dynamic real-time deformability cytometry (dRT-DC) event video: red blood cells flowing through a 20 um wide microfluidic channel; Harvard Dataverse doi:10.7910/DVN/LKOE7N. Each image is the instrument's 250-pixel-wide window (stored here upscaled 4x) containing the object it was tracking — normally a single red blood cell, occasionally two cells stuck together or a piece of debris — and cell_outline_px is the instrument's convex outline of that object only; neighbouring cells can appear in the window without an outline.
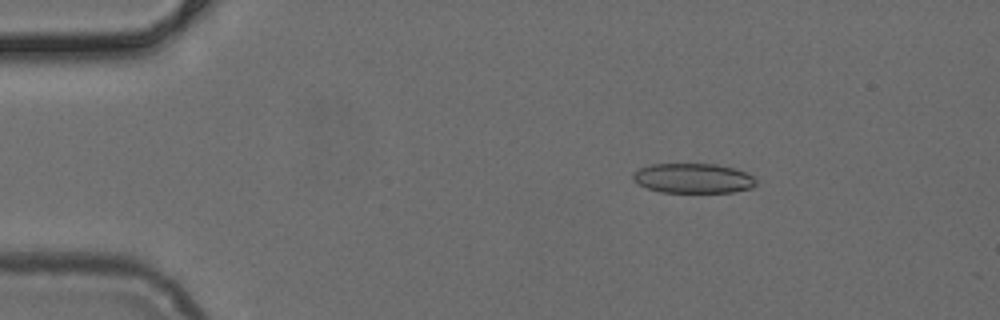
{"species": "common noctule bat (a hibernating species)", "species_latin": "Nyctalus noctula", "temperature_condition": "cold", "stored_images_in_passage": 11, "camera_frame_rate_fps": 3000, "um_per_image_px": 0.085, "animal": {"sex": "female", "body_mass_g": 24.6, "forearm_length_mm": 56.2}, "frame": {"image": 1, "passage_image": 4, "time_ms": 1.0, "image_size_px": [1000, 320], "cell_outline_px": [[756, 184], [752, 188], [732, 192], [660, 192], [648, 188], [632, 180], [632, 172], [640, 168], [652, 164], [716, 164], [732, 168], [744, 172], [752, 176], [756, 180]], "centroid_in_image_um": [58.89, 15.15], "position_along_channel_um": 26.1, "area_um2": 21.27}}